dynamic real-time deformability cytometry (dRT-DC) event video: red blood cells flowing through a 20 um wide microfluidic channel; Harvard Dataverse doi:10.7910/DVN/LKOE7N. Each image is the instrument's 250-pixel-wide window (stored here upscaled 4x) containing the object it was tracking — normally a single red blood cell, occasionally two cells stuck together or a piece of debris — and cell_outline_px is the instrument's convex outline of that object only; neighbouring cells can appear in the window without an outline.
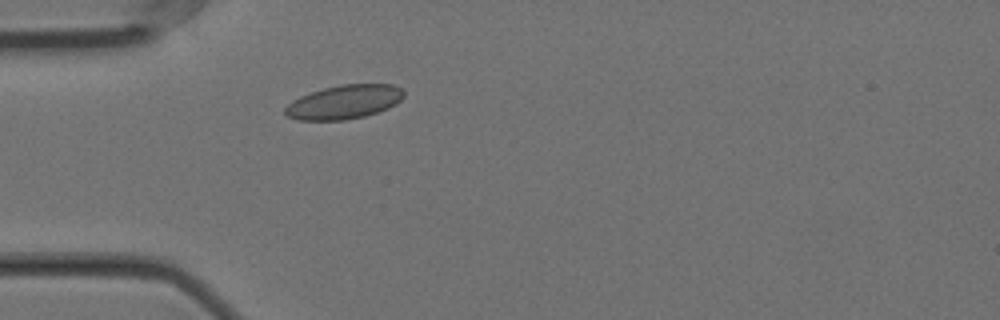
{"species": "Egyptian fruit bat (a non-hibernating species)", "species_latin": "Rousettus aegyptiacus", "temperature_condition": "cold", "stored_images_in_passage": 42, "camera_frame_rate_fps": 3000, "um_per_image_px": 0.085, "animal": {"sex": "female"}, "frame": {"image": 1, "passage_image": 1, "time_ms": 0.0, "image_size_px": [1000, 320], "cell_outline_px": [[404, 96], [396, 104], [388, 108], [364, 116], [344, 120], [296, 120], [284, 116], [284, 108], [292, 100], [300, 96], [324, 88], [340, 84], [392, 84], [400, 88], [404, 92]], "centroid_in_image_um": [29.21, 8.67], "position_along_channel_um": 55.8, "area_um2": 23.52}}
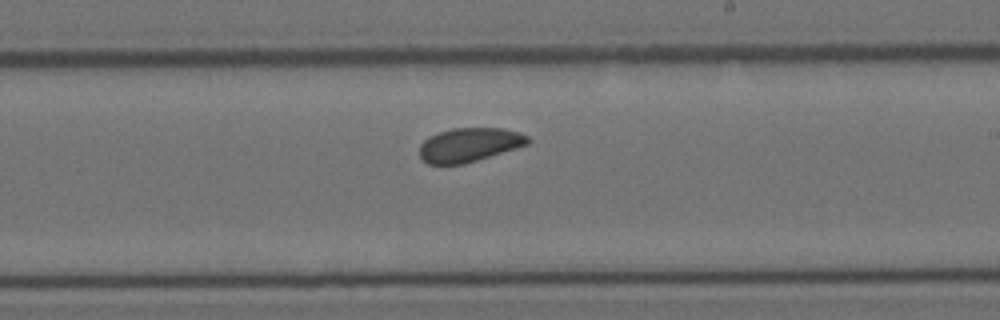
{"frame": {"image": 2, "passage_image": 18, "time_ms": 5.667, "image_size_px": [1000, 320], "cell_outline_px": [[532, 140], [528, 144], [516, 148], [464, 164], [428, 164], [420, 156], [420, 144], [428, 136], [452, 128], [504, 128], [520, 132], [528, 136]], "centroid_in_image_um": [39.91, 12.3], "position_along_channel_um": 249.1, "area_um2": 21.44}}
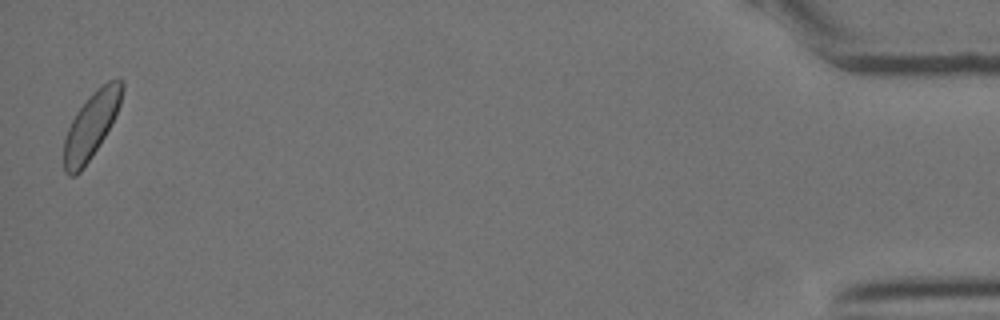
{"frame": {"image": 3, "passage_image": 41, "time_ms": 13.333, "image_size_px": [1000, 320], "cell_outline_px": [[124, 88], [120, 104], [104, 136], [92, 156], [80, 172], [76, 176], [68, 176], [64, 172], [64, 140], [68, 128], [76, 112], [88, 96], [96, 88], [108, 80], [116, 76], [120, 76], [124, 80]], "centroid_in_image_um": [7.76, 10.6], "position_along_channel_um": 427.4, "area_um2": 22.37}, "authors_computed_cell_mechanics": {"area_um2": 22.1663, "velocity_mm_per_s": 3.5179, "shape_relaxation_time_tau1_ms": 1.9232, "shape_relaxation_time_tau2_ms": 7.1336, "deformation_change_tau1": 0.0416, "deformation_change_tau2": 0.0816}}